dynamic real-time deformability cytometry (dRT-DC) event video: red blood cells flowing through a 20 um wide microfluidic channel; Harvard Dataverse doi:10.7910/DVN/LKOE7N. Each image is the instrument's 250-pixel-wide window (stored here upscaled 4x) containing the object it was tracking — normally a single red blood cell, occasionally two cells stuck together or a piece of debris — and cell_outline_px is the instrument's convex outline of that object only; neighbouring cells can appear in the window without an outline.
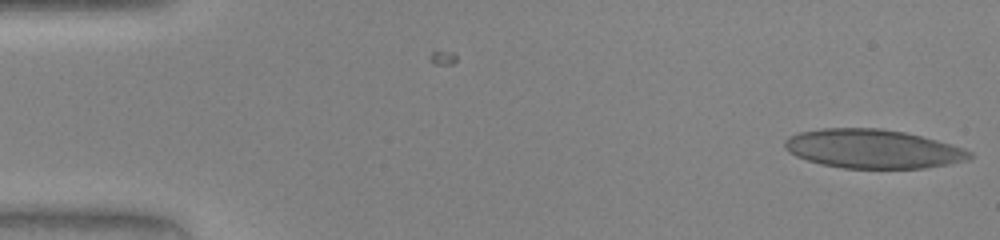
{"species": "human", "species_latin": "Homo sapiens", "temperature_condition": "warm", "stored_images_in_passage": 46, "camera_frame_rate_fps": 3000, "um_per_image_px": 0.085, "donor": {"sex": "female"}, "frame": {"image": 1, "passage_image": 1, "time_ms": 0.0, "image_size_px": [1000, 240], "cell_outline_px": [[972, 156], [968, 160], [948, 164], [924, 168], [844, 168], [824, 164], [808, 160], [796, 156], [788, 152], [784, 148], [784, 140], [788, 136], [800, 132], [820, 128], [880, 128], [904, 132], [952, 144], [964, 148], [972, 152]], "centroid_in_image_um": [74.18, 12.64], "position_along_channel_um": 10.8, "area_um2": 41.91}}
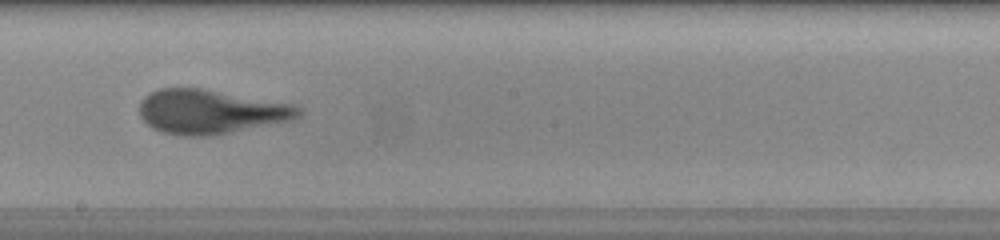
{"frame": {"image": 2, "passage_image": 26, "time_ms": 8.333, "image_size_px": [1000, 240], "cell_outline_px": [[304, 112], [300, 116], [292, 120], [208, 136], [180, 136], [164, 132], [152, 128], [140, 116], [140, 100], [148, 92], [160, 88], [200, 88], [292, 104], [300, 108]], "centroid_in_image_um": [17.87, 9.49], "position_along_channel_um": 230.3, "area_um2": 40.75}}
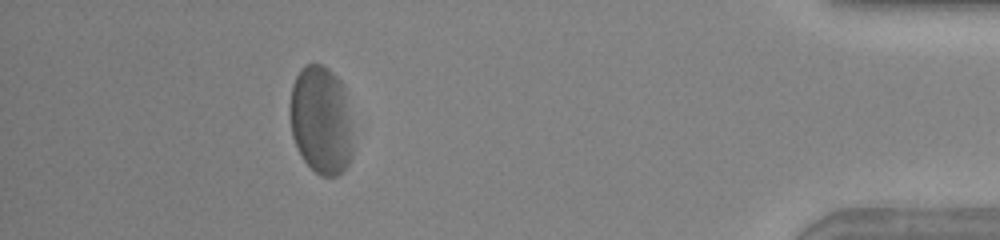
{"frame": {"image": 3, "passage_image": 42, "time_ms": 13.667, "image_size_px": [1000, 240], "cell_outline_px": [[352, 156], [348, 164], [336, 176], [320, 176], [304, 160], [292, 136], [288, 112], [288, 108], [292, 84], [300, 68], [304, 64], [320, 64], [328, 68], [340, 80], [344, 88], [352, 132]], "centroid_in_image_um": [27.26, 10.18], "position_along_channel_um": 407.9, "area_um2": 40.06}}